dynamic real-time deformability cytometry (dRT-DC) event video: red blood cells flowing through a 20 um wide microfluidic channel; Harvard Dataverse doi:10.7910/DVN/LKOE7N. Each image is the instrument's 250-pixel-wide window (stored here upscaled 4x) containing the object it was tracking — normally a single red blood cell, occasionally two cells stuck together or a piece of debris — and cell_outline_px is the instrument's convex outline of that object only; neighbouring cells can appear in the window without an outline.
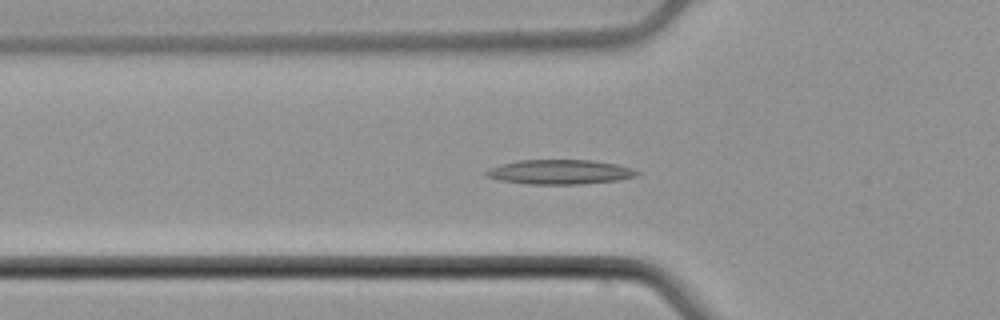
{"species": "common noctule bat (a hibernating species)", "species_latin": "Nyctalus noctula", "temperature_condition": "cold", "stored_images_in_passage": 54, "camera_frame_rate_fps": 3000, "um_per_image_px": 0.085, "animal": {"sex": "male", "body_mass_g": 21.5, "forearm_length_mm": 52.0}, "frame": {"image": 1, "passage_image": 18, "time_ms": 5.667, "image_size_px": [1000, 320], "cell_outline_px": [[640, 172], [636, 176], [620, 180], [580, 184], [528, 184], [500, 180], [484, 176], [484, 172], [488, 168], [520, 160], [592, 160], [616, 164], [632, 168]], "centroid_in_image_um": [47.59, 14.62], "position_along_channel_um": 78.2, "area_um2": 21.56}}
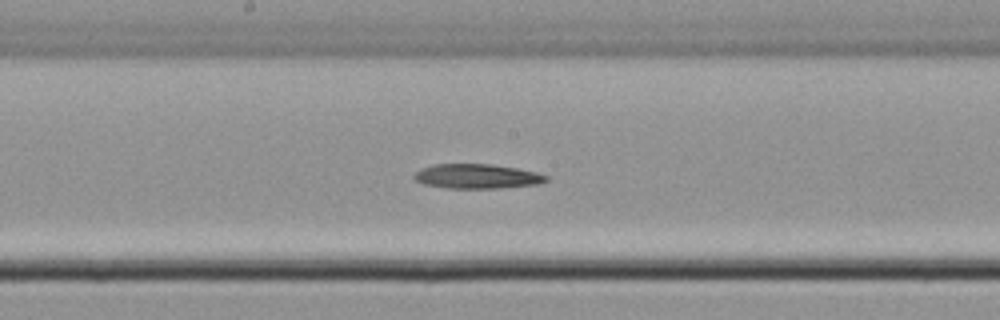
{"frame": {"image": 2, "passage_image": 28, "time_ms": 9.0, "image_size_px": [1000, 320], "cell_outline_px": [[548, 180], [540, 184], [500, 188], [448, 188], [424, 184], [412, 180], [412, 176], [416, 172], [432, 164], [492, 164], [516, 168], [536, 172], [548, 176]], "centroid_in_image_um": [40.54, 14.99], "position_along_channel_um": 207.7, "area_um2": 18.96}}
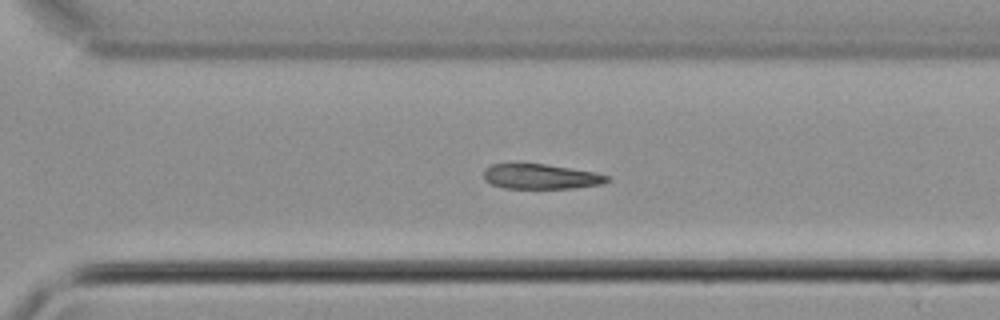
{"frame": {"image": 3, "passage_image": 37, "time_ms": 12.0, "image_size_px": [1000, 320], "cell_outline_px": [[612, 180], [604, 184], [572, 188], [504, 188], [492, 184], [484, 180], [484, 168], [492, 164], [520, 160], [596, 172], [612, 176]], "centroid_in_image_um": [45.96, 14.96], "position_along_channel_um": 324.6, "area_um2": 18.9}}